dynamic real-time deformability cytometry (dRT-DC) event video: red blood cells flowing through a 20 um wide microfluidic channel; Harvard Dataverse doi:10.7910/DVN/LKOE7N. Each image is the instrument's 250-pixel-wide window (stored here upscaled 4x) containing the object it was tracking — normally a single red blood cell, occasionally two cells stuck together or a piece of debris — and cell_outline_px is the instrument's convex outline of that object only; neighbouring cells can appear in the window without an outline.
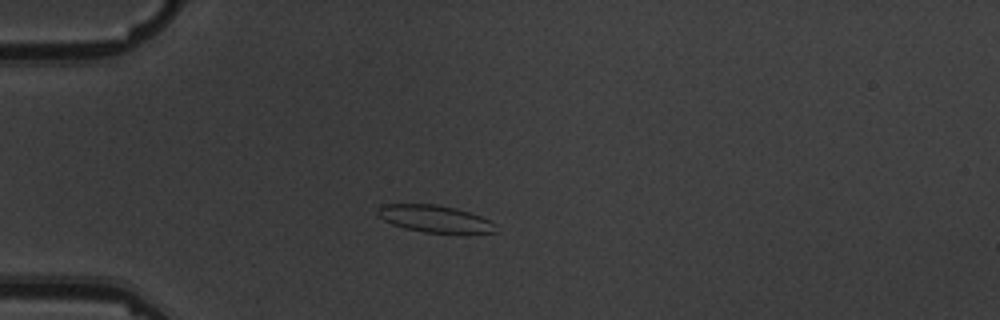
{"species": "common noctule bat (a hibernating species)", "species_latin": "Nyctalus noctula", "temperature_condition": "warm", "stored_images_in_passage": 6, "camera_frame_rate_fps": 3000, "um_per_image_px": 0.085, "animal": {"sex": "male", "body_mass_g": 19.5, "forearm_length_mm": 54.6}, "frame": {"image": 1, "passage_image": 5, "time_ms": 4.667, "image_size_px": [1000, 320], "cell_outline_px": [[496, 232], [464, 236], [424, 232], [404, 228], [392, 224], [384, 220], [376, 212], [384, 204], [436, 204], [456, 208], [480, 216], [496, 224]], "centroid_in_image_um": [37.05, 18.65], "position_along_channel_um": 47.9, "area_um2": 19.25}}